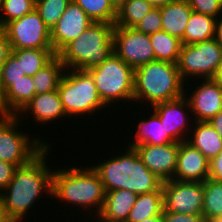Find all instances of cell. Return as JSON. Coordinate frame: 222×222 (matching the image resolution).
<instances>
[{
    "label": "cell",
    "mask_w": 222,
    "mask_h": 222,
    "mask_svg": "<svg viewBox=\"0 0 222 222\" xmlns=\"http://www.w3.org/2000/svg\"><path fill=\"white\" fill-rule=\"evenodd\" d=\"M66 68L55 55L33 78L35 94H43L58 89L59 83Z\"/></svg>",
    "instance_id": "cell-26"
},
{
    "label": "cell",
    "mask_w": 222,
    "mask_h": 222,
    "mask_svg": "<svg viewBox=\"0 0 222 222\" xmlns=\"http://www.w3.org/2000/svg\"><path fill=\"white\" fill-rule=\"evenodd\" d=\"M214 39L222 46V15L216 20Z\"/></svg>",
    "instance_id": "cell-42"
},
{
    "label": "cell",
    "mask_w": 222,
    "mask_h": 222,
    "mask_svg": "<svg viewBox=\"0 0 222 222\" xmlns=\"http://www.w3.org/2000/svg\"><path fill=\"white\" fill-rule=\"evenodd\" d=\"M164 210L192 215L202 214L203 183L177 180L162 183Z\"/></svg>",
    "instance_id": "cell-12"
},
{
    "label": "cell",
    "mask_w": 222,
    "mask_h": 222,
    "mask_svg": "<svg viewBox=\"0 0 222 222\" xmlns=\"http://www.w3.org/2000/svg\"><path fill=\"white\" fill-rule=\"evenodd\" d=\"M70 71V72H69ZM68 117L95 114L107 107L101 100L93 77L88 71L66 69L58 86Z\"/></svg>",
    "instance_id": "cell-6"
},
{
    "label": "cell",
    "mask_w": 222,
    "mask_h": 222,
    "mask_svg": "<svg viewBox=\"0 0 222 222\" xmlns=\"http://www.w3.org/2000/svg\"><path fill=\"white\" fill-rule=\"evenodd\" d=\"M192 11L187 0H176L160 7L162 30L181 40Z\"/></svg>",
    "instance_id": "cell-21"
},
{
    "label": "cell",
    "mask_w": 222,
    "mask_h": 222,
    "mask_svg": "<svg viewBox=\"0 0 222 222\" xmlns=\"http://www.w3.org/2000/svg\"><path fill=\"white\" fill-rule=\"evenodd\" d=\"M35 95L32 77L24 76L23 79L14 81L0 96V115L16 116Z\"/></svg>",
    "instance_id": "cell-19"
},
{
    "label": "cell",
    "mask_w": 222,
    "mask_h": 222,
    "mask_svg": "<svg viewBox=\"0 0 222 222\" xmlns=\"http://www.w3.org/2000/svg\"><path fill=\"white\" fill-rule=\"evenodd\" d=\"M109 1L111 5L114 7V9L117 11L128 0H109Z\"/></svg>",
    "instance_id": "cell-46"
},
{
    "label": "cell",
    "mask_w": 222,
    "mask_h": 222,
    "mask_svg": "<svg viewBox=\"0 0 222 222\" xmlns=\"http://www.w3.org/2000/svg\"><path fill=\"white\" fill-rule=\"evenodd\" d=\"M94 21L71 0L56 25L51 29V44L57 54L67 43L76 39Z\"/></svg>",
    "instance_id": "cell-14"
},
{
    "label": "cell",
    "mask_w": 222,
    "mask_h": 222,
    "mask_svg": "<svg viewBox=\"0 0 222 222\" xmlns=\"http://www.w3.org/2000/svg\"><path fill=\"white\" fill-rule=\"evenodd\" d=\"M147 1L150 2L154 7L160 8L176 0H147Z\"/></svg>",
    "instance_id": "cell-43"
},
{
    "label": "cell",
    "mask_w": 222,
    "mask_h": 222,
    "mask_svg": "<svg viewBox=\"0 0 222 222\" xmlns=\"http://www.w3.org/2000/svg\"><path fill=\"white\" fill-rule=\"evenodd\" d=\"M143 164L162 182L174 178L179 152V143L165 145H138L134 148Z\"/></svg>",
    "instance_id": "cell-15"
},
{
    "label": "cell",
    "mask_w": 222,
    "mask_h": 222,
    "mask_svg": "<svg viewBox=\"0 0 222 222\" xmlns=\"http://www.w3.org/2000/svg\"><path fill=\"white\" fill-rule=\"evenodd\" d=\"M0 222H9L4 215L3 207H2V202H1V197H0Z\"/></svg>",
    "instance_id": "cell-47"
},
{
    "label": "cell",
    "mask_w": 222,
    "mask_h": 222,
    "mask_svg": "<svg viewBox=\"0 0 222 222\" xmlns=\"http://www.w3.org/2000/svg\"><path fill=\"white\" fill-rule=\"evenodd\" d=\"M209 178V160L187 141L179 143L174 180L203 183Z\"/></svg>",
    "instance_id": "cell-17"
},
{
    "label": "cell",
    "mask_w": 222,
    "mask_h": 222,
    "mask_svg": "<svg viewBox=\"0 0 222 222\" xmlns=\"http://www.w3.org/2000/svg\"><path fill=\"white\" fill-rule=\"evenodd\" d=\"M11 53L21 63L25 76H34L41 70L56 54L53 49H18Z\"/></svg>",
    "instance_id": "cell-29"
},
{
    "label": "cell",
    "mask_w": 222,
    "mask_h": 222,
    "mask_svg": "<svg viewBox=\"0 0 222 222\" xmlns=\"http://www.w3.org/2000/svg\"><path fill=\"white\" fill-rule=\"evenodd\" d=\"M137 196L129 190L108 191L99 215L109 221L126 222Z\"/></svg>",
    "instance_id": "cell-22"
},
{
    "label": "cell",
    "mask_w": 222,
    "mask_h": 222,
    "mask_svg": "<svg viewBox=\"0 0 222 222\" xmlns=\"http://www.w3.org/2000/svg\"><path fill=\"white\" fill-rule=\"evenodd\" d=\"M193 11L218 18L222 15V0H187Z\"/></svg>",
    "instance_id": "cell-36"
},
{
    "label": "cell",
    "mask_w": 222,
    "mask_h": 222,
    "mask_svg": "<svg viewBox=\"0 0 222 222\" xmlns=\"http://www.w3.org/2000/svg\"><path fill=\"white\" fill-rule=\"evenodd\" d=\"M94 22L115 24L117 11L109 0H73Z\"/></svg>",
    "instance_id": "cell-31"
},
{
    "label": "cell",
    "mask_w": 222,
    "mask_h": 222,
    "mask_svg": "<svg viewBox=\"0 0 222 222\" xmlns=\"http://www.w3.org/2000/svg\"><path fill=\"white\" fill-rule=\"evenodd\" d=\"M162 221L163 222H205L202 214L192 215V214H182L176 212H169L163 209L162 211Z\"/></svg>",
    "instance_id": "cell-37"
},
{
    "label": "cell",
    "mask_w": 222,
    "mask_h": 222,
    "mask_svg": "<svg viewBox=\"0 0 222 222\" xmlns=\"http://www.w3.org/2000/svg\"><path fill=\"white\" fill-rule=\"evenodd\" d=\"M19 113L16 116L22 115L23 118L25 114L33 115L36 122L44 125L62 117L69 118L63 108L58 90L36 94Z\"/></svg>",
    "instance_id": "cell-18"
},
{
    "label": "cell",
    "mask_w": 222,
    "mask_h": 222,
    "mask_svg": "<svg viewBox=\"0 0 222 222\" xmlns=\"http://www.w3.org/2000/svg\"><path fill=\"white\" fill-rule=\"evenodd\" d=\"M202 215L205 221L222 219V181L208 178L203 182Z\"/></svg>",
    "instance_id": "cell-28"
},
{
    "label": "cell",
    "mask_w": 222,
    "mask_h": 222,
    "mask_svg": "<svg viewBox=\"0 0 222 222\" xmlns=\"http://www.w3.org/2000/svg\"><path fill=\"white\" fill-rule=\"evenodd\" d=\"M154 6L147 0H128L117 10L115 26L134 28Z\"/></svg>",
    "instance_id": "cell-30"
},
{
    "label": "cell",
    "mask_w": 222,
    "mask_h": 222,
    "mask_svg": "<svg viewBox=\"0 0 222 222\" xmlns=\"http://www.w3.org/2000/svg\"><path fill=\"white\" fill-rule=\"evenodd\" d=\"M213 79L222 85V59Z\"/></svg>",
    "instance_id": "cell-44"
},
{
    "label": "cell",
    "mask_w": 222,
    "mask_h": 222,
    "mask_svg": "<svg viewBox=\"0 0 222 222\" xmlns=\"http://www.w3.org/2000/svg\"><path fill=\"white\" fill-rule=\"evenodd\" d=\"M197 85L191 95L188 94L189 98L187 97L191 113L193 112V117L195 115L189 122H209L222 110V85L214 79H203L201 84Z\"/></svg>",
    "instance_id": "cell-16"
},
{
    "label": "cell",
    "mask_w": 222,
    "mask_h": 222,
    "mask_svg": "<svg viewBox=\"0 0 222 222\" xmlns=\"http://www.w3.org/2000/svg\"><path fill=\"white\" fill-rule=\"evenodd\" d=\"M191 125L192 136L189 135L187 142L210 161L222 151V138L209 122L194 121Z\"/></svg>",
    "instance_id": "cell-20"
},
{
    "label": "cell",
    "mask_w": 222,
    "mask_h": 222,
    "mask_svg": "<svg viewBox=\"0 0 222 222\" xmlns=\"http://www.w3.org/2000/svg\"><path fill=\"white\" fill-rule=\"evenodd\" d=\"M105 196L104 185L92 166H72L66 169L61 167L53 170L52 197L60 199L59 201L71 203L72 207L77 205L84 209V212L95 208L93 212L98 215L103 208Z\"/></svg>",
    "instance_id": "cell-3"
},
{
    "label": "cell",
    "mask_w": 222,
    "mask_h": 222,
    "mask_svg": "<svg viewBox=\"0 0 222 222\" xmlns=\"http://www.w3.org/2000/svg\"><path fill=\"white\" fill-rule=\"evenodd\" d=\"M163 209V189L161 186L157 191L137 196L126 222H139L151 216L162 215Z\"/></svg>",
    "instance_id": "cell-25"
},
{
    "label": "cell",
    "mask_w": 222,
    "mask_h": 222,
    "mask_svg": "<svg viewBox=\"0 0 222 222\" xmlns=\"http://www.w3.org/2000/svg\"><path fill=\"white\" fill-rule=\"evenodd\" d=\"M36 0H2L0 26L19 19L35 9Z\"/></svg>",
    "instance_id": "cell-32"
},
{
    "label": "cell",
    "mask_w": 222,
    "mask_h": 222,
    "mask_svg": "<svg viewBox=\"0 0 222 222\" xmlns=\"http://www.w3.org/2000/svg\"><path fill=\"white\" fill-rule=\"evenodd\" d=\"M139 222H163L162 215L151 216V217L145 218Z\"/></svg>",
    "instance_id": "cell-45"
},
{
    "label": "cell",
    "mask_w": 222,
    "mask_h": 222,
    "mask_svg": "<svg viewBox=\"0 0 222 222\" xmlns=\"http://www.w3.org/2000/svg\"><path fill=\"white\" fill-rule=\"evenodd\" d=\"M134 28L145 34H152L162 30V21L160 8L154 7L147 15H145Z\"/></svg>",
    "instance_id": "cell-35"
},
{
    "label": "cell",
    "mask_w": 222,
    "mask_h": 222,
    "mask_svg": "<svg viewBox=\"0 0 222 222\" xmlns=\"http://www.w3.org/2000/svg\"><path fill=\"white\" fill-rule=\"evenodd\" d=\"M217 18L192 11L184 36L182 45L195 44L214 38Z\"/></svg>",
    "instance_id": "cell-24"
},
{
    "label": "cell",
    "mask_w": 222,
    "mask_h": 222,
    "mask_svg": "<svg viewBox=\"0 0 222 222\" xmlns=\"http://www.w3.org/2000/svg\"><path fill=\"white\" fill-rule=\"evenodd\" d=\"M125 150L118 156L91 165L105 192L123 189L140 195L157 191L163 182L143 164L134 148L127 146Z\"/></svg>",
    "instance_id": "cell-2"
},
{
    "label": "cell",
    "mask_w": 222,
    "mask_h": 222,
    "mask_svg": "<svg viewBox=\"0 0 222 222\" xmlns=\"http://www.w3.org/2000/svg\"><path fill=\"white\" fill-rule=\"evenodd\" d=\"M114 24L93 22L80 36L56 55L66 69L89 70L114 54Z\"/></svg>",
    "instance_id": "cell-4"
},
{
    "label": "cell",
    "mask_w": 222,
    "mask_h": 222,
    "mask_svg": "<svg viewBox=\"0 0 222 222\" xmlns=\"http://www.w3.org/2000/svg\"><path fill=\"white\" fill-rule=\"evenodd\" d=\"M50 149L47 146L30 163L18 167L12 180L0 193L4 215L9 222H22L42 193L46 192L52 198L53 171L47 165Z\"/></svg>",
    "instance_id": "cell-1"
},
{
    "label": "cell",
    "mask_w": 222,
    "mask_h": 222,
    "mask_svg": "<svg viewBox=\"0 0 222 222\" xmlns=\"http://www.w3.org/2000/svg\"><path fill=\"white\" fill-rule=\"evenodd\" d=\"M21 118L22 116L0 115V160L17 167L27 165L50 145L46 141L42 142L44 139L41 140L40 137L31 138L26 132L18 131Z\"/></svg>",
    "instance_id": "cell-8"
},
{
    "label": "cell",
    "mask_w": 222,
    "mask_h": 222,
    "mask_svg": "<svg viewBox=\"0 0 222 222\" xmlns=\"http://www.w3.org/2000/svg\"><path fill=\"white\" fill-rule=\"evenodd\" d=\"M150 40L154 49L155 60L178 63L182 47V42L179 38L160 30L150 34Z\"/></svg>",
    "instance_id": "cell-27"
},
{
    "label": "cell",
    "mask_w": 222,
    "mask_h": 222,
    "mask_svg": "<svg viewBox=\"0 0 222 222\" xmlns=\"http://www.w3.org/2000/svg\"><path fill=\"white\" fill-rule=\"evenodd\" d=\"M205 222H222V219L221 220H217V221H205Z\"/></svg>",
    "instance_id": "cell-49"
},
{
    "label": "cell",
    "mask_w": 222,
    "mask_h": 222,
    "mask_svg": "<svg viewBox=\"0 0 222 222\" xmlns=\"http://www.w3.org/2000/svg\"><path fill=\"white\" fill-rule=\"evenodd\" d=\"M150 117L147 120H140L137 124L134 139L128 146L135 148L138 145H165L175 143V141L168 135L165 128L162 126L159 116L151 111Z\"/></svg>",
    "instance_id": "cell-23"
},
{
    "label": "cell",
    "mask_w": 222,
    "mask_h": 222,
    "mask_svg": "<svg viewBox=\"0 0 222 222\" xmlns=\"http://www.w3.org/2000/svg\"><path fill=\"white\" fill-rule=\"evenodd\" d=\"M114 53L133 69L155 61L150 35L135 28L114 26Z\"/></svg>",
    "instance_id": "cell-11"
},
{
    "label": "cell",
    "mask_w": 222,
    "mask_h": 222,
    "mask_svg": "<svg viewBox=\"0 0 222 222\" xmlns=\"http://www.w3.org/2000/svg\"><path fill=\"white\" fill-rule=\"evenodd\" d=\"M87 71L93 77L98 94L107 107L116 104V101H133L134 69L115 53Z\"/></svg>",
    "instance_id": "cell-7"
},
{
    "label": "cell",
    "mask_w": 222,
    "mask_h": 222,
    "mask_svg": "<svg viewBox=\"0 0 222 222\" xmlns=\"http://www.w3.org/2000/svg\"><path fill=\"white\" fill-rule=\"evenodd\" d=\"M25 76L21 63L11 53L0 69V96L12 85L14 81Z\"/></svg>",
    "instance_id": "cell-34"
},
{
    "label": "cell",
    "mask_w": 222,
    "mask_h": 222,
    "mask_svg": "<svg viewBox=\"0 0 222 222\" xmlns=\"http://www.w3.org/2000/svg\"><path fill=\"white\" fill-rule=\"evenodd\" d=\"M11 45L9 43L4 26H0V69L11 54Z\"/></svg>",
    "instance_id": "cell-39"
},
{
    "label": "cell",
    "mask_w": 222,
    "mask_h": 222,
    "mask_svg": "<svg viewBox=\"0 0 222 222\" xmlns=\"http://www.w3.org/2000/svg\"><path fill=\"white\" fill-rule=\"evenodd\" d=\"M4 28L12 50L53 49L51 30L45 25L36 9L8 22Z\"/></svg>",
    "instance_id": "cell-10"
},
{
    "label": "cell",
    "mask_w": 222,
    "mask_h": 222,
    "mask_svg": "<svg viewBox=\"0 0 222 222\" xmlns=\"http://www.w3.org/2000/svg\"><path fill=\"white\" fill-rule=\"evenodd\" d=\"M184 85L177 64L155 60L134 69L133 102L142 101L152 107L174 100L184 95Z\"/></svg>",
    "instance_id": "cell-5"
},
{
    "label": "cell",
    "mask_w": 222,
    "mask_h": 222,
    "mask_svg": "<svg viewBox=\"0 0 222 222\" xmlns=\"http://www.w3.org/2000/svg\"><path fill=\"white\" fill-rule=\"evenodd\" d=\"M186 94L187 92L185 89L182 97L167 102L157 103L151 107L159 116L160 122L168 135L176 143L187 141L190 135L189 133L191 132L190 124L187 122L188 112L191 113V110H189L190 105L186 98L188 95ZM184 111L188 112L186 113ZM186 131L189 133H186Z\"/></svg>",
    "instance_id": "cell-13"
},
{
    "label": "cell",
    "mask_w": 222,
    "mask_h": 222,
    "mask_svg": "<svg viewBox=\"0 0 222 222\" xmlns=\"http://www.w3.org/2000/svg\"><path fill=\"white\" fill-rule=\"evenodd\" d=\"M97 217H96V222H115V221H109V220H106V219H104L102 216H100L99 214L98 215H96Z\"/></svg>",
    "instance_id": "cell-48"
},
{
    "label": "cell",
    "mask_w": 222,
    "mask_h": 222,
    "mask_svg": "<svg viewBox=\"0 0 222 222\" xmlns=\"http://www.w3.org/2000/svg\"><path fill=\"white\" fill-rule=\"evenodd\" d=\"M221 59L222 46L214 38L182 45L177 63L180 77L184 82L189 81V77L191 82L192 78L197 80V77L213 79Z\"/></svg>",
    "instance_id": "cell-9"
},
{
    "label": "cell",
    "mask_w": 222,
    "mask_h": 222,
    "mask_svg": "<svg viewBox=\"0 0 222 222\" xmlns=\"http://www.w3.org/2000/svg\"><path fill=\"white\" fill-rule=\"evenodd\" d=\"M209 123L213 126L218 135L222 138V110L217 115H215L209 121Z\"/></svg>",
    "instance_id": "cell-41"
},
{
    "label": "cell",
    "mask_w": 222,
    "mask_h": 222,
    "mask_svg": "<svg viewBox=\"0 0 222 222\" xmlns=\"http://www.w3.org/2000/svg\"><path fill=\"white\" fill-rule=\"evenodd\" d=\"M18 167L6 161L0 160V193L7 187L12 180L15 170Z\"/></svg>",
    "instance_id": "cell-38"
},
{
    "label": "cell",
    "mask_w": 222,
    "mask_h": 222,
    "mask_svg": "<svg viewBox=\"0 0 222 222\" xmlns=\"http://www.w3.org/2000/svg\"><path fill=\"white\" fill-rule=\"evenodd\" d=\"M71 0H36L35 9L51 30L62 16Z\"/></svg>",
    "instance_id": "cell-33"
},
{
    "label": "cell",
    "mask_w": 222,
    "mask_h": 222,
    "mask_svg": "<svg viewBox=\"0 0 222 222\" xmlns=\"http://www.w3.org/2000/svg\"><path fill=\"white\" fill-rule=\"evenodd\" d=\"M209 178L222 181V151L209 161Z\"/></svg>",
    "instance_id": "cell-40"
}]
</instances>
